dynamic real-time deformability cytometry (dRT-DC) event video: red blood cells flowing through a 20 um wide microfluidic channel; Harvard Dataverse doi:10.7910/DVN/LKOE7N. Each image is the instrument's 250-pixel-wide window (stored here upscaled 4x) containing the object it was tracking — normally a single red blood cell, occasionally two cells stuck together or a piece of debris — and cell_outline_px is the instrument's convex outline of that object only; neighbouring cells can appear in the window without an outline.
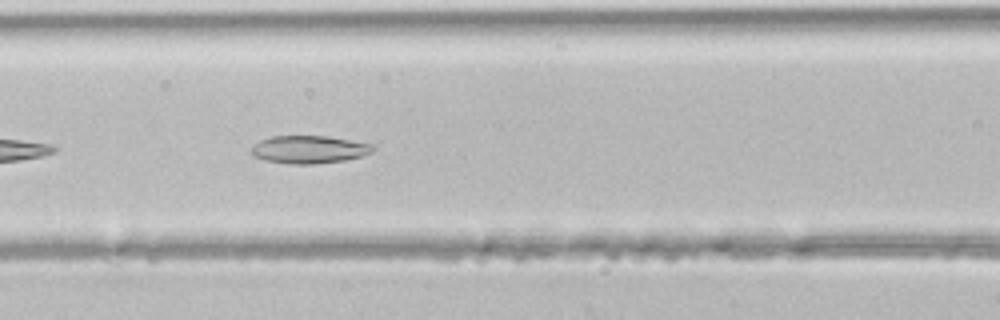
{"species": "common noctule bat (a hibernating species)", "species_latin": "Nyctalus noctula", "temperature_condition": "room temperature", "stored_images_in_passage": 31, "segment_of_instrument_passage": [1, 2], "camera_frame_rate_fps": 3000, "um_per_image_px": 0.085, "animal": {"sex": "male", "body_mass_g": 21.5, "forearm_length_mm": 52.0}, "frame": {"image": 1, "passage_image": 6, "time_ms": 1.667, "image_size_px": [1000, 320], "cell_outline_px": [[376, 148], [372, 152], [364, 156], [344, 160], [312, 164], [288, 164], [264, 160], [252, 156], [252, 148], [260, 140], [272, 136], [328, 136], [372, 144]], "centroid_in_image_um": [26.29, 12.71], "position_along_channel_um": 140.3, "area_um2": 19.71}}
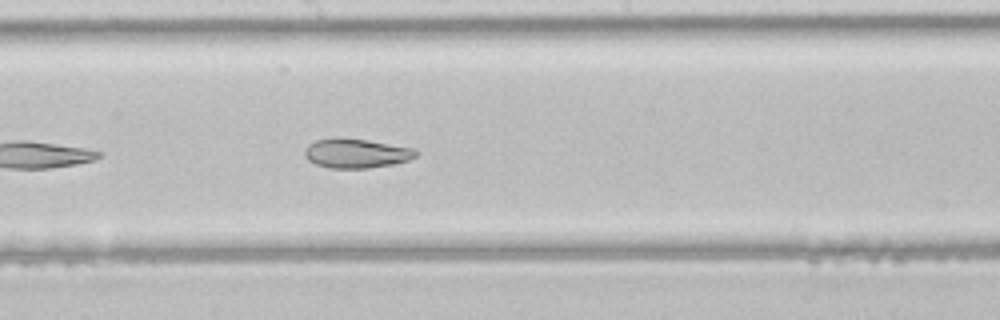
{"frame": {"image": 2, "passage_image": 11, "time_ms": 3.333, "image_size_px": [1000, 320], "cell_outline_px": [[416, 156], [408, 160], [392, 164], [368, 168], [328, 168], [316, 164], [308, 160], [304, 156], [304, 152], [308, 144], [316, 140], [364, 140], [416, 148]], "centroid_in_image_um": [30.29, 13.07], "position_along_channel_um": 217.9, "area_um2": 18.38}}
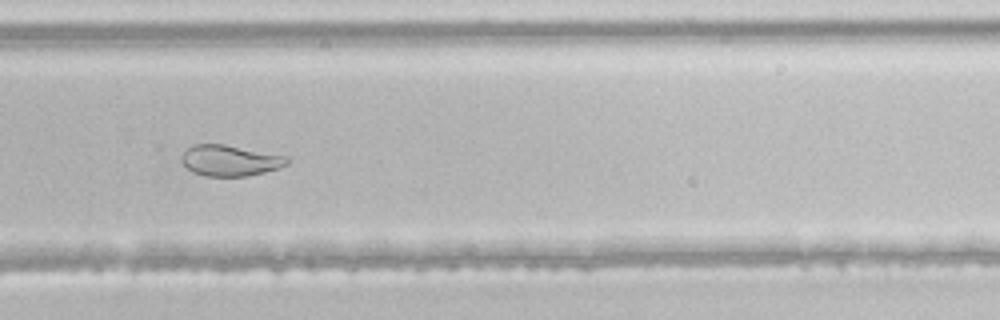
{"frame": {"image": 3, "passage_image": 17, "time_ms": 5.333, "image_size_px": [1000, 320], "cell_outline_px": [[288, 164], [280, 168], [248, 176], [204, 176], [192, 172], [180, 160], [180, 156], [192, 144], [224, 144], [288, 156]], "centroid_in_image_um": [19.55, 13.64], "position_along_channel_um": 310.3, "area_um2": 19.13}}